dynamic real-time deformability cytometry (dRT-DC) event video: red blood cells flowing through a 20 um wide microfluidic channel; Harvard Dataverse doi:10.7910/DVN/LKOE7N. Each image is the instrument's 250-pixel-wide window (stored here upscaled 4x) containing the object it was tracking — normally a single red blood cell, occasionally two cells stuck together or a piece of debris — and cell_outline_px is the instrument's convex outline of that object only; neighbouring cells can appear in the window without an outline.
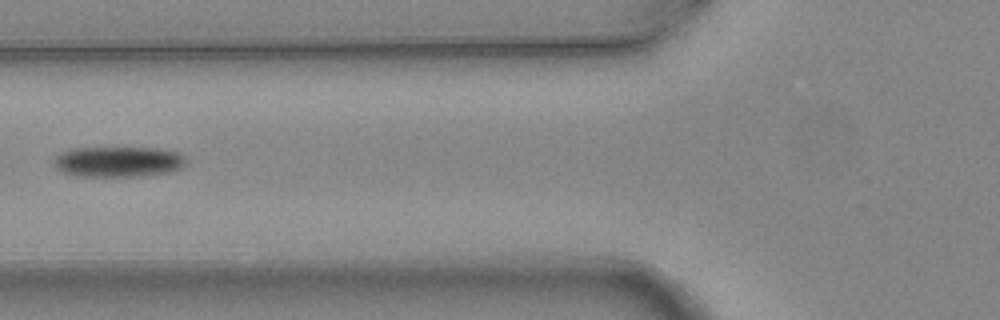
{"species": "common noctule bat (a hibernating species)", "species_latin": "Nyctalus noctula", "temperature_condition": "warm", "stored_images_in_passage": 3, "camera_frame_rate_fps": 3000, "um_per_image_px": 0.085, "animal": {"sex": "female", "body_mass_g": 24.6, "forearm_length_mm": 56.2}, "frame": {"image": 1, "passage_image": 3, "time_ms": 0.667, "image_size_px": [1000, 320], "cell_outline_px": [[188, 160], [180, 168], [172, 172], [140, 176], [76, 176], [60, 172], [56, 168], [52, 160], [60, 152], [72, 148], [160, 148], [180, 152]], "centroid_in_image_um": [10.05, 13.74], "position_along_channel_um": 115.8, "area_um2": 23.87}}